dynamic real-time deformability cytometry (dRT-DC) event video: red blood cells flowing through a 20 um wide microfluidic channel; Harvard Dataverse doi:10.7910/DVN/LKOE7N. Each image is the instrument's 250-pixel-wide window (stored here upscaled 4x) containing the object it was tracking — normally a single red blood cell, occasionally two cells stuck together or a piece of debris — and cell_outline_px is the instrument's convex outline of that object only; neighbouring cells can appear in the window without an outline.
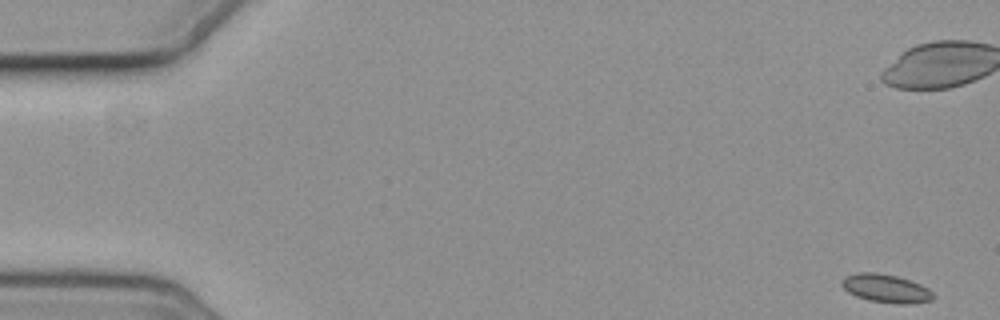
{"species": "common noctule bat (a hibernating species)", "species_latin": "Nyctalus noctula", "temperature_condition": "cold", "stored_images_in_passage": 6, "camera_frame_rate_fps": 3000, "um_per_image_px": 0.085, "animal": {"sex": "female", "body_mass_g": 19.3, "forearm_length_mm": 54.1}, "frame": {"image": 1, "passage_image": 1, "time_ms": 0.0, "image_size_px": [1000, 320], "cell_outline_px": [[936, 296], [932, 300], [912, 304], [896, 304], [868, 300], [856, 296], [848, 292], [840, 284], [840, 280], [844, 276], [856, 272], [876, 272], [896, 276], [920, 284], [928, 288]], "centroid_in_image_um": [75.29, 24.52], "position_along_channel_um": 9.7, "area_um2": 15.32}}